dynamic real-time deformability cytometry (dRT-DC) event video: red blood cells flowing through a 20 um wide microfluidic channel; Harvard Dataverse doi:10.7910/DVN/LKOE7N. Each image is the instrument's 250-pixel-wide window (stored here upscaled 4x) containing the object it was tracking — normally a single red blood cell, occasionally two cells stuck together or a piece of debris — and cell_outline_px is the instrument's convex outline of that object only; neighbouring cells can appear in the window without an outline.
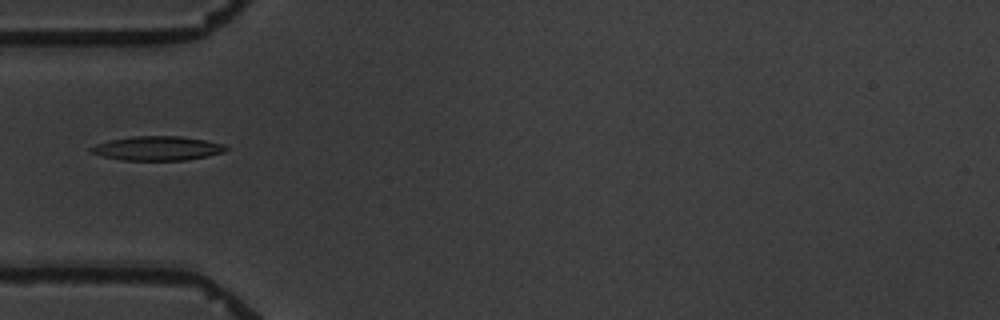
{"species": "common noctule bat (a hibernating species)", "species_latin": "Nyctalus noctula", "temperature_condition": "warm", "stored_images_in_passage": 5, "camera_frame_rate_fps": 3000, "um_per_image_px": 0.085, "animal": {"sex": "male", "body_mass_g": 19.5, "forearm_length_mm": 54.6}, "frame": {"image": 1, "passage_image": 5, "time_ms": 4.667, "image_size_px": [1000, 320], "cell_outline_px": [[228, 148], [224, 152], [208, 156], [188, 160], [120, 160], [100, 156], [92, 152], [88, 148], [96, 144], [108, 140], [136, 136], [180, 136], [204, 140], [224, 144]], "centroid_in_image_um": [13.36, 12.61], "position_along_channel_um": 71.6, "area_um2": 19.07}}